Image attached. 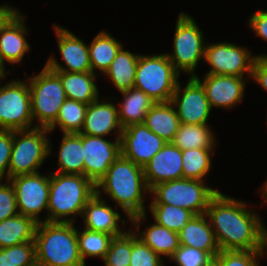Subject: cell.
<instances>
[{"instance_id":"40","label":"cell","mask_w":267,"mask_h":266,"mask_svg":"<svg viewBox=\"0 0 267 266\" xmlns=\"http://www.w3.org/2000/svg\"><path fill=\"white\" fill-rule=\"evenodd\" d=\"M212 257L199 249L182 246L170 258L178 266H204Z\"/></svg>"},{"instance_id":"10","label":"cell","mask_w":267,"mask_h":266,"mask_svg":"<svg viewBox=\"0 0 267 266\" xmlns=\"http://www.w3.org/2000/svg\"><path fill=\"white\" fill-rule=\"evenodd\" d=\"M32 124L28 82L14 80L0 86V130H27Z\"/></svg>"},{"instance_id":"37","label":"cell","mask_w":267,"mask_h":266,"mask_svg":"<svg viewBox=\"0 0 267 266\" xmlns=\"http://www.w3.org/2000/svg\"><path fill=\"white\" fill-rule=\"evenodd\" d=\"M131 256V231L112 238L104 257L106 266H129Z\"/></svg>"},{"instance_id":"46","label":"cell","mask_w":267,"mask_h":266,"mask_svg":"<svg viewBox=\"0 0 267 266\" xmlns=\"http://www.w3.org/2000/svg\"><path fill=\"white\" fill-rule=\"evenodd\" d=\"M204 266H220V263L213 257Z\"/></svg>"},{"instance_id":"20","label":"cell","mask_w":267,"mask_h":266,"mask_svg":"<svg viewBox=\"0 0 267 266\" xmlns=\"http://www.w3.org/2000/svg\"><path fill=\"white\" fill-rule=\"evenodd\" d=\"M117 129L120 139L123 127L119 121L118 109L113 103L100 102L99 98L87 106L84 126L80 134L105 137Z\"/></svg>"},{"instance_id":"34","label":"cell","mask_w":267,"mask_h":266,"mask_svg":"<svg viewBox=\"0 0 267 266\" xmlns=\"http://www.w3.org/2000/svg\"><path fill=\"white\" fill-rule=\"evenodd\" d=\"M77 238L79 254L85 264L86 257H100L103 260L113 236L104 232L84 229L77 231Z\"/></svg>"},{"instance_id":"6","label":"cell","mask_w":267,"mask_h":266,"mask_svg":"<svg viewBox=\"0 0 267 266\" xmlns=\"http://www.w3.org/2000/svg\"><path fill=\"white\" fill-rule=\"evenodd\" d=\"M50 131L44 127L13 131V147L10 156L8 179L38 172L51 153V143L46 137ZM21 135V136H20Z\"/></svg>"},{"instance_id":"13","label":"cell","mask_w":267,"mask_h":266,"mask_svg":"<svg viewBox=\"0 0 267 266\" xmlns=\"http://www.w3.org/2000/svg\"><path fill=\"white\" fill-rule=\"evenodd\" d=\"M181 87L180 82H178L170 101L176 107L175 110L180 122L193 125L207 124L212 108L202 84L195 77H190L185 88L181 90Z\"/></svg>"},{"instance_id":"3","label":"cell","mask_w":267,"mask_h":266,"mask_svg":"<svg viewBox=\"0 0 267 266\" xmlns=\"http://www.w3.org/2000/svg\"><path fill=\"white\" fill-rule=\"evenodd\" d=\"M73 222L37 224L35 232L36 263L40 266H85Z\"/></svg>"},{"instance_id":"42","label":"cell","mask_w":267,"mask_h":266,"mask_svg":"<svg viewBox=\"0 0 267 266\" xmlns=\"http://www.w3.org/2000/svg\"><path fill=\"white\" fill-rule=\"evenodd\" d=\"M13 147V130H0V180L6 174L8 180V168Z\"/></svg>"},{"instance_id":"19","label":"cell","mask_w":267,"mask_h":266,"mask_svg":"<svg viewBox=\"0 0 267 266\" xmlns=\"http://www.w3.org/2000/svg\"><path fill=\"white\" fill-rule=\"evenodd\" d=\"M204 87L212 107L232 108L241 101L245 91L243 77L206 74L203 81L194 76Z\"/></svg>"},{"instance_id":"1","label":"cell","mask_w":267,"mask_h":266,"mask_svg":"<svg viewBox=\"0 0 267 266\" xmlns=\"http://www.w3.org/2000/svg\"><path fill=\"white\" fill-rule=\"evenodd\" d=\"M246 203L218 192L209 202L206 216L220 251H263L266 227Z\"/></svg>"},{"instance_id":"49","label":"cell","mask_w":267,"mask_h":266,"mask_svg":"<svg viewBox=\"0 0 267 266\" xmlns=\"http://www.w3.org/2000/svg\"><path fill=\"white\" fill-rule=\"evenodd\" d=\"M0 77H6L5 69L0 65Z\"/></svg>"},{"instance_id":"29","label":"cell","mask_w":267,"mask_h":266,"mask_svg":"<svg viewBox=\"0 0 267 266\" xmlns=\"http://www.w3.org/2000/svg\"><path fill=\"white\" fill-rule=\"evenodd\" d=\"M122 48V44L106 31L98 33L91 45H88L92 72L95 73L97 69L104 74Z\"/></svg>"},{"instance_id":"5","label":"cell","mask_w":267,"mask_h":266,"mask_svg":"<svg viewBox=\"0 0 267 266\" xmlns=\"http://www.w3.org/2000/svg\"><path fill=\"white\" fill-rule=\"evenodd\" d=\"M180 73L166 54L139 55L134 88L157 102H169L178 85Z\"/></svg>"},{"instance_id":"22","label":"cell","mask_w":267,"mask_h":266,"mask_svg":"<svg viewBox=\"0 0 267 266\" xmlns=\"http://www.w3.org/2000/svg\"><path fill=\"white\" fill-rule=\"evenodd\" d=\"M206 214L194 215L178 232L180 245L199 249L212 258L219 252L214 231Z\"/></svg>"},{"instance_id":"38","label":"cell","mask_w":267,"mask_h":266,"mask_svg":"<svg viewBox=\"0 0 267 266\" xmlns=\"http://www.w3.org/2000/svg\"><path fill=\"white\" fill-rule=\"evenodd\" d=\"M161 256L146 245L137 233L131 231V256L129 266H164Z\"/></svg>"},{"instance_id":"27","label":"cell","mask_w":267,"mask_h":266,"mask_svg":"<svg viewBox=\"0 0 267 266\" xmlns=\"http://www.w3.org/2000/svg\"><path fill=\"white\" fill-rule=\"evenodd\" d=\"M121 93L124 95V100L118 110L121 126L125 128L132 124L143 123L146 114L156 102L136 88H131Z\"/></svg>"},{"instance_id":"28","label":"cell","mask_w":267,"mask_h":266,"mask_svg":"<svg viewBox=\"0 0 267 266\" xmlns=\"http://www.w3.org/2000/svg\"><path fill=\"white\" fill-rule=\"evenodd\" d=\"M139 55L122 48L105 71L120 92L134 88Z\"/></svg>"},{"instance_id":"14","label":"cell","mask_w":267,"mask_h":266,"mask_svg":"<svg viewBox=\"0 0 267 266\" xmlns=\"http://www.w3.org/2000/svg\"><path fill=\"white\" fill-rule=\"evenodd\" d=\"M166 143L144 123L132 124L123 128L120 137L121 156L144 167Z\"/></svg>"},{"instance_id":"8","label":"cell","mask_w":267,"mask_h":266,"mask_svg":"<svg viewBox=\"0 0 267 266\" xmlns=\"http://www.w3.org/2000/svg\"><path fill=\"white\" fill-rule=\"evenodd\" d=\"M31 112L35 127L49 128L57 119L59 110L67 99L60 78L46 66L43 70L29 77Z\"/></svg>"},{"instance_id":"9","label":"cell","mask_w":267,"mask_h":266,"mask_svg":"<svg viewBox=\"0 0 267 266\" xmlns=\"http://www.w3.org/2000/svg\"><path fill=\"white\" fill-rule=\"evenodd\" d=\"M203 34L195 23L193 17L188 14L180 13L176 23L174 35V52L166 54L169 61L180 73L184 71L190 77L196 76V69L200 59L205 55Z\"/></svg>"},{"instance_id":"25","label":"cell","mask_w":267,"mask_h":266,"mask_svg":"<svg viewBox=\"0 0 267 266\" xmlns=\"http://www.w3.org/2000/svg\"><path fill=\"white\" fill-rule=\"evenodd\" d=\"M58 154L59 171L62 174L84 175L83 134L64 133Z\"/></svg>"},{"instance_id":"15","label":"cell","mask_w":267,"mask_h":266,"mask_svg":"<svg viewBox=\"0 0 267 266\" xmlns=\"http://www.w3.org/2000/svg\"><path fill=\"white\" fill-rule=\"evenodd\" d=\"M84 176L96 185L121 155L120 139L114 143L104 137L83 134Z\"/></svg>"},{"instance_id":"36","label":"cell","mask_w":267,"mask_h":266,"mask_svg":"<svg viewBox=\"0 0 267 266\" xmlns=\"http://www.w3.org/2000/svg\"><path fill=\"white\" fill-rule=\"evenodd\" d=\"M36 264L35 242L0 248V266H34Z\"/></svg>"},{"instance_id":"17","label":"cell","mask_w":267,"mask_h":266,"mask_svg":"<svg viewBox=\"0 0 267 266\" xmlns=\"http://www.w3.org/2000/svg\"><path fill=\"white\" fill-rule=\"evenodd\" d=\"M143 170L149 190L159 183L183 178L182 150L172 142H167Z\"/></svg>"},{"instance_id":"44","label":"cell","mask_w":267,"mask_h":266,"mask_svg":"<svg viewBox=\"0 0 267 266\" xmlns=\"http://www.w3.org/2000/svg\"><path fill=\"white\" fill-rule=\"evenodd\" d=\"M250 28L262 39L267 40V11L258 10L249 19Z\"/></svg>"},{"instance_id":"43","label":"cell","mask_w":267,"mask_h":266,"mask_svg":"<svg viewBox=\"0 0 267 266\" xmlns=\"http://www.w3.org/2000/svg\"><path fill=\"white\" fill-rule=\"evenodd\" d=\"M251 78L258 82V84L267 91V55L264 54L256 56L252 68Z\"/></svg>"},{"instance_id":"48","label":"cell","mask_w":267,"mask_h":266,"mask_svg":"<svg viewBox=\"0 0 267 266\" xmlns=\"http://www.w3.org/2000/svg\"><path fill=\"white\" fill-rule=\"evenodd\" d=\"M262 192L263 196L265 197V201L267 202V181L263 185Z\"/></svg>"},{"instance_id":"26","label":"cell","mask_w":267,"mask_h":266,"mask_svg":"<svg viewBox=\"0 0 267 266\" xmlns=\"http://www.w3.org/2000/svg\"><path fill=\"white\" fill-rule=\"evenodd\" d=\"M37 222L28 216L17 214L0 222V248L34 241Z\"/></svg>"},{"instance_id":"23","label":"cell","mask_w":267,"mask_h":266,"mask_svg":"<svg viewBox=\"0 0 267 266\" xmlns=\"http://www.w3.org/2000/svg\"><path fill=\"white\" fill-rule=\"evenodd\" d=\"M62 83L66 97L89 105L99 97L98 88L94 82L97 78L93 72L53 71Z\"/></svg>"},{"instance_id":"4","label":"cell","mask_w":267,"mask_h":266,"mask_svg":"<svg viewBox=\"0 0 267 266\" xmlns=\"http://www.w3.org/2000/svg\"><path fill=\"white\" fill-rule=\"evenodd\" d=\"M48 222H73L81 215L96 186L84 175L51 173L49 176ZM73 214V215H72ZM69 216V217H68ZM64 217V218H63Z\"/></svg>"},{"instance_id":"41","label":"cell","mask_w":267,"mask_h":266,"mask_svg":"<svg viewBox=\"0 0 267 266\" xmlns=\"http://www.w3.org/2000/svg\"><path fill=\"white\" fill-rule=\"evenodd\" d=\"M1 181L2 180H0V222L19 214L14 187L9 180H6V184H2Z\"/></svg>"},{"instance_id":"32","label":"cell","mask_w":267,"mask_h":266,"mask_svg":"<svg viewBox=\"0 0 267 266\" xmlns=\"http://www.w3.org/2000/svg\"><path fill=\"white\" fill-rule=\"evenodd\" d=\"M87 104L66 99L62 104L56 121L48 128L51 132L57 126L63 133H80L85 122Z\"/></svg>"},{"instance_id":"2","label":"cell","mask_w":267,"mask_h":266,"mask_svg":"<svg viewBox=\"0 0 267 266\" xmlns=\"http://www.w3.org/2000/svg\"><path fill=\"white\" fill-rule=\"evenodd\" d=\"M95 186L96 193H101L103 190L110 195L123 209L134 227L136 229L140 227L142 223L140 221L145 220L146 216L143 194L150 192L144 178L143 167L120 155Z\"/></svg>"},{"instance_id":"31","label":"cell","mask_w":267,"mask_h":266,"mask_svg":"<svg viewBox=\"0 0 267 266\" xmlns=\"http://www.w3.org/2000/svg\"><path fill=\"white\" fill-rule=\"evenodd\" d=\"M139 235L137 234V237L160 256L171 258L180 247L178 233L168 230L156 222L146 228V231L140 232Z\"/></svg>"},{"instance_id":"24","label":"cell","mask_w":267,"mask_h":266,"mask_svg":"<svg viewBox=\"0 0 267 266\" xmlns=\"http://www.w3.org/2000/svg\"><path fill=\"white\" fill-rule=\"evenodd\" d=\"M166 142H172L181 122L175 107L169 102H157L146 114L143 122Z\"/></svg>"},{"instance_id":"47","label":"cell","mask_w":267,"mask_h":266,"mask_svg":"<svg viewBox=\"0 0 267 266\" xmlns=\"http://www.w3.org/2000/svg\"><path fill=\"white\" fill-rule=\"evenodd\" d=\"M265 248H267V230H265L264 240H263V252H265ZM267 251V250H266ZM267 255V252L265 253Z\"/></svg>"},{"instance_id":"7","label":"cell","mask_w":267,"mask_h":266,"mask_svg":"<svg viewBox=\"0 0 267 266\" xmlns=\"http://www.w3.org/2000/svg\"><path fill=\"white\" fill-rule=\"evenodd\" d=\"M218 192L202 180L181 178L155 185L150 190L155 197L150 204L173 205L201 215L206 213L210 200Z\"/></svg>"},{"instance_id":"35","label":"cell","mask_w":267,"mask_h":266,"mask_svg":"<svg viewBox=\"0 0 267 266\" xmlns=\"http://www.w3.org/2000/svg\"><path fill=\"white\" fill-rule=\"evenodd\" d=\"M150 210L157 224L177 233L194 216L187 209L167 204H150Z\"/></svg>"},{"instance_id":"18","label":"cell","mask_w":267,"mask_h":266,"mask_svg":"<svg viewBox=\"0 0 267 266\" xmlns=\"http://www.w3.org/2000/svg\"><path fill=\"white\" fill-rule=\"evenodd\" d=\"M25 16L15 10L0 26V65L5 69L4 62L12 65L21 62L25 53L30 50L24 35Z\"/></svg>"},{"instance_id":"39","label":"cell","mask_w":267,"mask_h":266,"mask_svg":"<svg viewBox=\"0 0 267 266\" xmlns=\"http://www.w3.org/2000/svg\"><path fill=\"white\" fill-rule=\"evenodd\" d=\"M258 256H264L263 251H220L214 258L220 266H259Z\"/></svg>"},{"instance_id":"30","label":"cell","mask_w":267,"mask_h":266,"mask_svg":"<svg viewBox=\"0 0 267 266\" xmlns=\"http://www.w3.org/2000/svg\"><path fill=\"white\" fill-rule=\"evenodd\" d=\"M172 143L183 150L199 148L214 149L215 139L210 127L200 124H182L176 132Z\"/></svg>"},{"instance_id":"33","label":"cell","mask_w":267,"mask_h":266,"mask_svg":"<svg viewBox=\"0 0 267 266\" xmlns=\"http://www.w3.org/2000/svg\"><path fill=\"white\" fill-rule=\"evenodd\" d=\"M212 152V153H211ZM213 149L193 148L182 151L183 178L202 180L211 168V157Z\"/></svg>"},{"instance_id":"12","label":"cell","mask_w":267,"mask_h":266,"mask_svg":"<svg viewBox=\"0 0 267 266\" xmlns=\"http://www.w3.org/2000/svg\"><path fill=\"white\" fill-rule=\"evenodd\" d=\"M256 56L246 48L234 43H216L205 47L204 60L211 66L207 74L243 77L245 72L252 76Z\"/></svg>"},{"instance_id":"21","label":"cell","mask_w":267,"mask_h":266,"mask_svg":"<svg viewBox=\"0 0 267 266\" xmlns=\"http://www.w3.org/2000/svg\"><path fill=\"white\" fill-rule=\"evenodd\" d=\"M101 197V193H95L85 205L80 216L85 220V229L104 232L113 237L122 235L124 231L119 228L120 214L108 206Z\"/></svg>"},{"instance_id":"16","label":"cell","mask_w":267,"mask_h":266,"mask_svg":"<svg viewBox=\"0 0 267 266\" xmlns=\"http://www.w3.org/2000/svg\"><path fill=\"white\" fill-rule=\"evenodd\" d=\"M54 27L58 48L66 67L61 66L53 56L49 58L45 66L51 71L92 72L88 45L69 30L57 25Z\"/></svg>"},{"instance_id":"45","label":"cell","mask_w":267,"mask_h":266,"mask_svg":"<svg viewBox=\"0 0 267 266\" xmlns=\"http://www.w3.org/2000/svg\"><path fill=\"white\" fill-rule=\"evenodd\" d=\"M14 11L15 9L10 7L9 5L0 6V26Z\"/></svg>"},{"instance_id":"11","label":"cell","mask_w":267,"mask_h":266,"mask_svg":"<svg viewBox=\"0 0 267 266\" xmlns=\"http://www.w3.org/2000/svg\"><path fill=\"white\" fill-rule=\"evenodd\" d=\"M8 180L15 190L18 213L33 218L37 223L42 222L38 215L48 209L49 176L37 172L17 175Z\"/></svg>"}]
</instances>
